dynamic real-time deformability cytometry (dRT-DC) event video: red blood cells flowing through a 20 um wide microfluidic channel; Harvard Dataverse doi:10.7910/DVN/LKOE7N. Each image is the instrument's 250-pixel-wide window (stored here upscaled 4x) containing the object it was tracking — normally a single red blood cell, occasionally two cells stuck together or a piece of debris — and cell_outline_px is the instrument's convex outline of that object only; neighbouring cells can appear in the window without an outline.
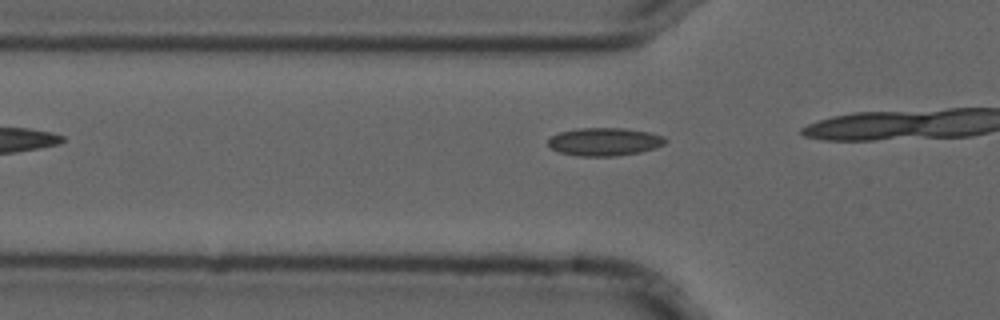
{"species": "common noctule bat (a hibernating species)", "species_latin": "Nyctalus noctula", "temperature_condition": "cold", "stored_images_in_passage": 4, "camera_frame_rate_fps": 3000, "um_per_image_px": 0.085, "animal": {"sex": "male", "forearm_length_mm": 52.5}, "frame": {"image": 1, "passage_image": 4, "time_ms": 1.0, "image_size_px": [1000, 320], "cell_outline_px": [[668, 140], [664, 144], [656, 148], [640, 152], [616, 156], [576, 156], [560, 152], [552, 148], [548, 144], [548, 140], [552, 136], [560, 132], [580, 128], [624, 128], [648, 132], [664, 136]], "centroid_in_image_um": [51.41, 12.05], "position_along_channel_um": 74.4, "area_um2": 19.13}}